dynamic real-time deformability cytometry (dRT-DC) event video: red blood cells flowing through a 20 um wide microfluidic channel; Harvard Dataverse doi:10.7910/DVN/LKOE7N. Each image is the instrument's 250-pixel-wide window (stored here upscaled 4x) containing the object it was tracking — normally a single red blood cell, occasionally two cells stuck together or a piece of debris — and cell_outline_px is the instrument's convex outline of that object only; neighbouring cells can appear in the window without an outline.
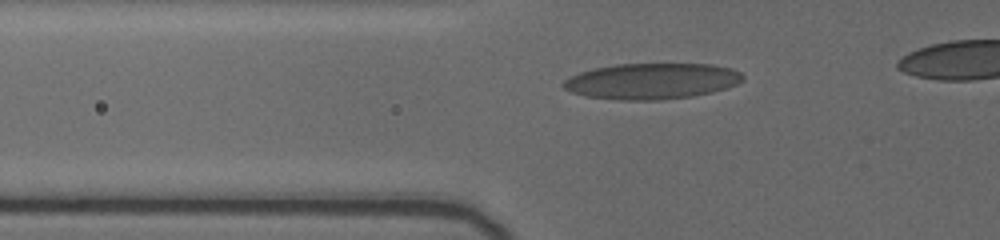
{"species": "human", "species_latin": "Homo sapiens", "temperature_condition": "cold", "stored_images_in_passage": 8, "camera_frame_rate_fps": 3000, "um_per_image_px": 0.085, "donor": {"sex": "female"}, "frame": {"image": 1, "passage_image": 6, "time_ms": 4.0, "image_size_px": [1000, 240], "cell_outline_px": [[744, 80], [728, 88], [712, 92], [692, 96], [656, 100], [620, 100], [584, 96], [572, 92], [564, 88], [560, 84], [564, 80], [580, 72], [592, 68], [616, 64], [712, 64], [732, 68], [740, 72], [744, 76]], "centroid_in_image_um": [55.41, 6.89], "position_along_channel_um": 70.4, "area_um2": 37.74}}
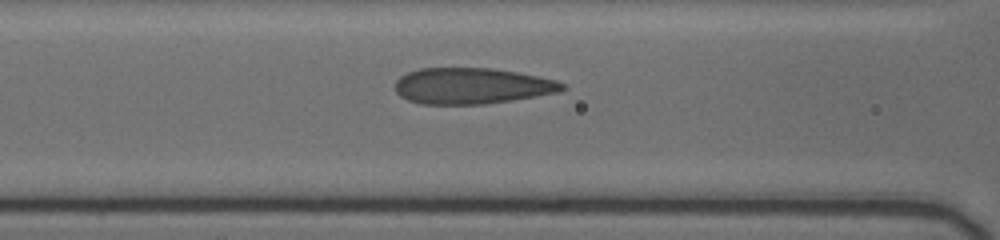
{"frame": {"image": 2, "passage_image": 8, "time_ms": 5.667, "image_size_px": [1000, 240], "cell_outline_px": [[568, 88], [556, 92], [536, 96], [512, 100], [484, 104], [420, 104], [408, 100], [400, 96], [396, 92], [396, 80], [400, 76], [408, 72], [420, 68], [492, 68], [516, 72], [556, 80], [564, 84]], "centroid_in_image_um": [40.08, 7.3], "position_along_channel_um": 126.5, "area_um2": 35.03}}